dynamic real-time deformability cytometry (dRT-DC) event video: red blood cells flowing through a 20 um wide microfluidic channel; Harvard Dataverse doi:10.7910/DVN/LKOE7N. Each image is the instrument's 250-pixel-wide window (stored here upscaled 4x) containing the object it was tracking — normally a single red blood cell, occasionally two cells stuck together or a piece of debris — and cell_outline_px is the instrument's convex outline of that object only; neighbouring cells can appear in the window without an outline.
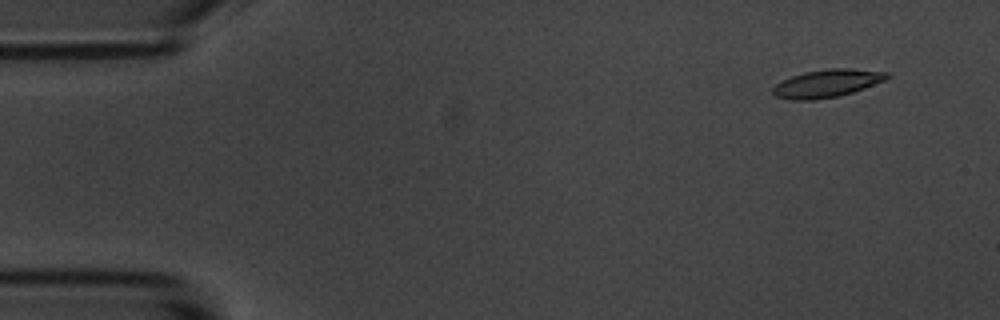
{"species": "common noctule bat (a hibernating species)", "species_latin": "Nyctalus noctula", "temperature_condition": "room temperature", "stored_images_in_passage": 5, "camera_frame_rate_fps": 3000, "um_per_image_px": 0.085, "animal": {"sex": "male", "body_mass_g": 20.1, "forearm_length_mm": 53.5}, "frame": {"image": 1, "passage_image": 2, "time_ms": 1.333, "image_size_px": [1000, 320], "cell_outline_px": [[892, 76], [884, 80], [864, 88], [852, 92], [836, 96], [812, 100], [792, 100], [776, 96], [772, 92], [772, 88], [776, 84], [792, 76], [804, 72], [828, 68], [848, 68], [888, 72]], "centroid_in_image_um": [70.3, 7.08], "position_along_channel_um": 14.7, "area_um2": 18.32}}